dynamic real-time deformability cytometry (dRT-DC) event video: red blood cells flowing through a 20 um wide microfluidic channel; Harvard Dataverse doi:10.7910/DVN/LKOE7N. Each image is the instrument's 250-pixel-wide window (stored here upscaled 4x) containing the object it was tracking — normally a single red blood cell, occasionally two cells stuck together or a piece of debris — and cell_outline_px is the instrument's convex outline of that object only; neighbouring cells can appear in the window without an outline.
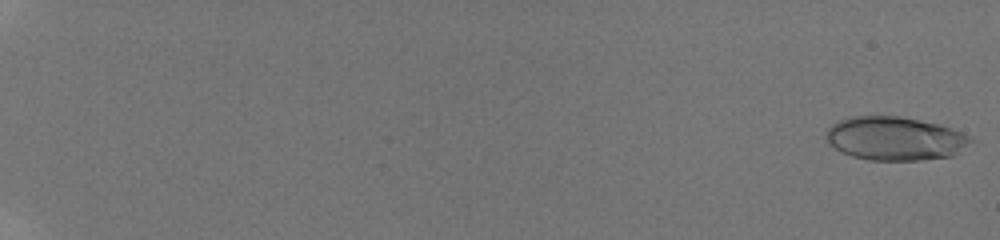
{"species": "human", "species_latin": "Homo sapiens", "temperature_condition": "room temperature", "stored_images_in_passage": 18, "camera_frame_rate_fps": 3000, "um_per_image_px": 0.085, "donor": {"sex": "male"}, "frame": {"image": 1, "passage_image": 1, "time_ms": 0.0, "image_size_px": [1000, 240], "cell_outline_px": [[972, 140], [952, 156], [920, 160], [868, 160], [852, 156], [840, 152], [824, 136], [828, 128], [832, 124], [840, 120], [852, 116], [900, 116], [940, 124], [952, 128], [968, 136]], "centroid_in_image_um": [76.04, 11.77], "position_along_channel_um": 9.0, "area_um2": 36.47}}
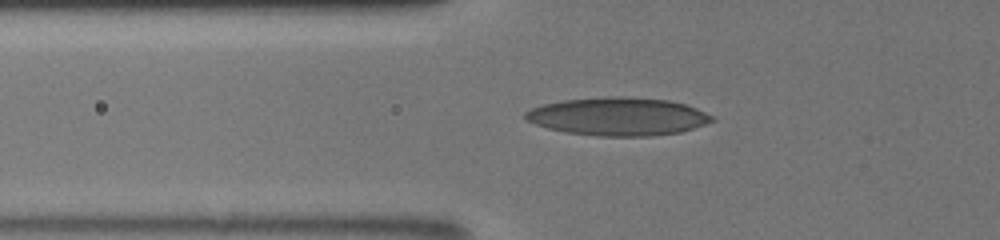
{"frame": {"image": 2, "passage_image": 16, "time_ms": 7.333, "image_size_px": [1000, 240], "cell_outline_px": [[716, 120], [680, 132], [652, 136], [596, 136], [568, 132], [548, 128], [536, 124], [528, 120], [524, 116], [524, 112], [532, 108], [544, 104], [564, 100], [608, 96], [620, 96], [668, 100], [684, 104], [696, 108], [716, 116]], "centroid_in_image_um": [52.57, 9.9], "position_along_channel_um": 73.2, "area_um2": 41.27}}